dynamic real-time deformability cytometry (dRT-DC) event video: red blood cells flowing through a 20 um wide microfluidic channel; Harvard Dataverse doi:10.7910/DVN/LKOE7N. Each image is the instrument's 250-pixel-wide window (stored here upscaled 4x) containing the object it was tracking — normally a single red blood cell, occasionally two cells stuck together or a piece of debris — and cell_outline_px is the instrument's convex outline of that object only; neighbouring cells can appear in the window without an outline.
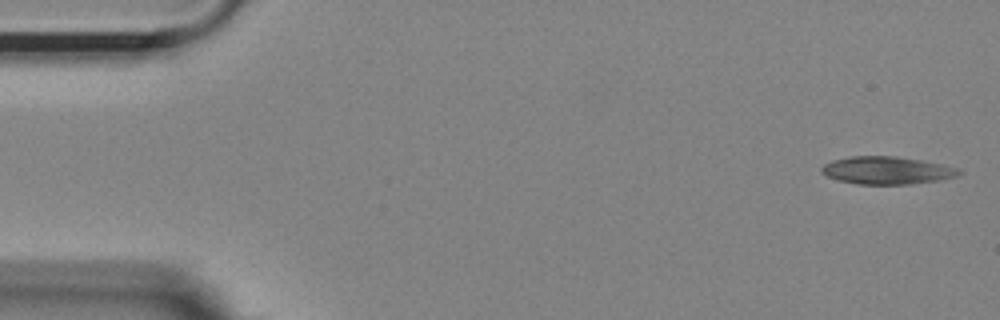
{"species": "Egyptian fruit bat (a non-hibernating species)", "species_latin": "Rousettus aegyptiacus", "temperature_condition": "room temperature", "stored_images_in_passage": 10, "camera_frame_rate_fps": 3000, "um_per_image_px": 0.085, "animal": {"sex": "female"}, "frame": {"image": 1, "passage_image": 1, "time_ms": 0.0, "image_size_px": [1000, 320], "cell_outline_px": [[964, 172], [956, 176], [936, 180], [908, 184], [856, 184], [840, 180], [828, 176], [820, 172], [820, 168], [824, 164], [832, 160], [852, 156], [896, 156], [920, 160], [940, 164], [956, 168]], "centroid_in_image_um": [75.34, 14.47], "position_along_channel_um": 9.7, "area_um2": 21.85}}